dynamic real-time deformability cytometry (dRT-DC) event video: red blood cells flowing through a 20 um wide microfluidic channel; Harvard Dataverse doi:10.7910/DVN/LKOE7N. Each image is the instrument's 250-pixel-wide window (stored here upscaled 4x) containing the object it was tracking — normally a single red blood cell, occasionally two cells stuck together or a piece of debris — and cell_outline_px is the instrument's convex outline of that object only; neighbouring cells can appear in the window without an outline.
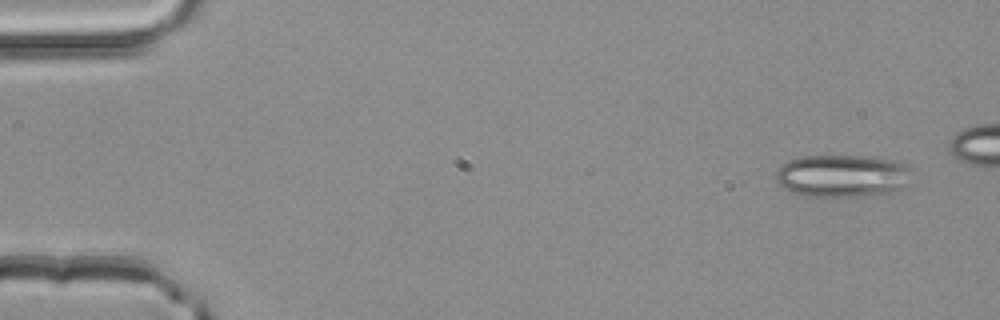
{"species": "common noctule bat (a hibernating species)", "species_latin": "Nyctalus noctula", "temperature_condition": "room temperature", "stored_images_in_passage": 4, "camera_frame_rate_fps": 3000, "um_per_image_px": 0.085, "animal": {"sex": "male", "body_mass_g": 20.4}, "frame": {"image": 1, "passage_image": 1, "time_ms": 0.0, "image_size_px": [1000, 320], "cell_outline_px": [[912, 184], [892, 192], [856, 196], [804, 196], [788, 192], [776, 180], [776, 172], [788, 160], [800, 156], [860, 156], [896, 160], [904, 164], [908, 168]], "centroid_in_image_um": [71.6, 14.95], "position_along_channel_um": 13.4, "area_um2": 33.76}}